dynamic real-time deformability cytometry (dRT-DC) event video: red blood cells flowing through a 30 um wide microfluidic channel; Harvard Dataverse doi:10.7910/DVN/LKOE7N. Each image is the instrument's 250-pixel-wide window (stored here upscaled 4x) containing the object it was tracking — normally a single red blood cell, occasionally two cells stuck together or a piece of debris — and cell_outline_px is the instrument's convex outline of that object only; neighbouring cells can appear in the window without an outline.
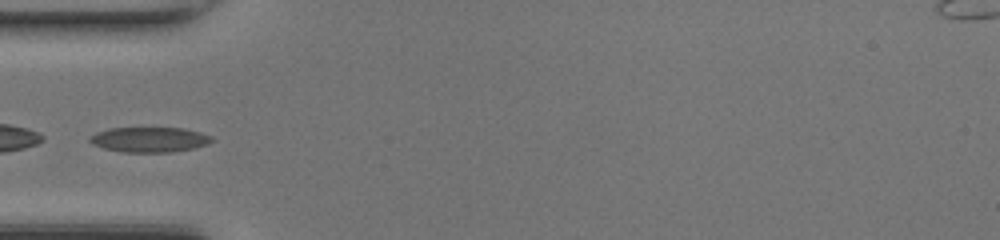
{"species": "common noctule bat (a hibernating species)", "species_latin": "Nyctalus noctula", "temperature_condition": "room temperature", "stored_images_in_passage": 32, "camera_frame_rate_fps": 3000, "um_per_image_px": 0.085, "animal": {"sex": "female", "body_mass_g": 17.0, "forearm_length_mm": 48.0}, "frame": {"image": 1, "passage_image": 1, "time_ms": 0.0, "image_size_px": [1000, 240], "cell_outline_px": [[216, 140], [208, 144], [192, 148], [172, 152], [124, 152], [104, 148], [92, 144], [88, 140], [88, 136], [96, 132], [108, 128], [184, 128], [200, 132], [212, 136]], "centroid_in_image_um": [12.7, 11.86], "position_along_channel_um": 72.3, "area_um2": 17.98}}